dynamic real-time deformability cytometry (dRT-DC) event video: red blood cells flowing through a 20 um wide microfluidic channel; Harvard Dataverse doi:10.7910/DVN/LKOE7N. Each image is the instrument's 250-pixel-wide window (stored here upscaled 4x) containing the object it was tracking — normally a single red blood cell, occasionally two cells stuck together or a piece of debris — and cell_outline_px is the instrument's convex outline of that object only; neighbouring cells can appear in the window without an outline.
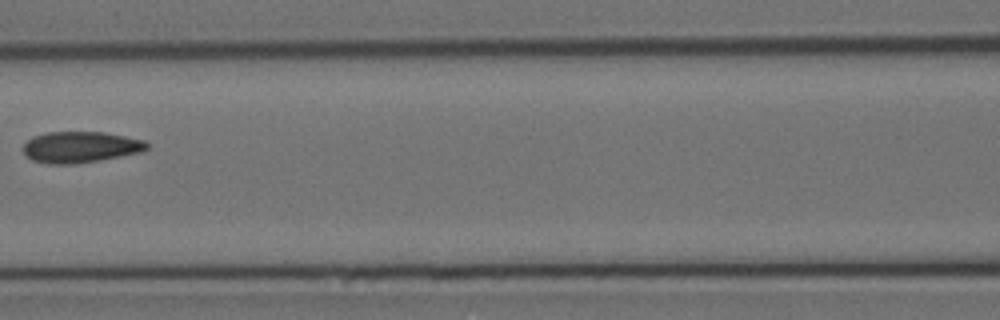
{"species": "Egyptian fruit bat (a non-hibernating species)", "species_latin": "Rousettus aegyptiacus", "temperature_condition": "cold", "stored_images_in_passage": 15, "camera_frame_rate_fps": 3000, "um_per_image_px": 0.085, "animal": {"sex": "female"}, "frame": {"image": 1, "passage_image": 7, "time_ms": 7.667, "image_size_px": [1000, 320], "cell_outline_px": [[148, 148], [140, 152], [100, 160], [76, 164], [48, 164], [32, 160], [24, 156], [20, 148], [32, 136], [48, 132], [104, 132], [144, 140], [148, 144]], "centroid_in_image_um": [6.76, 12.51], "position_along_channel_um": 159.8, "area_um2": 22.66}}
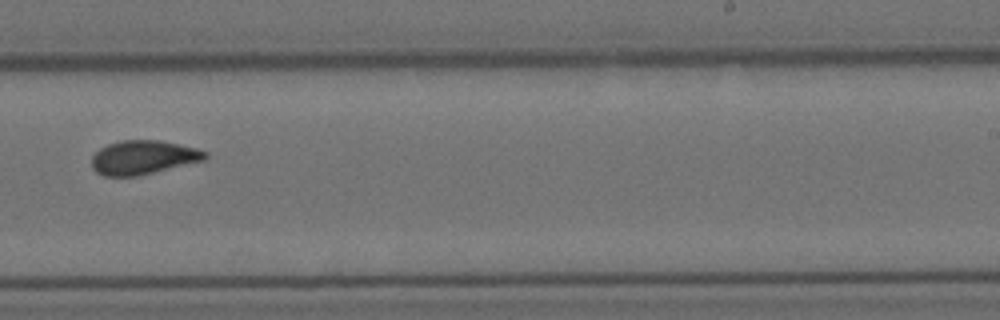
{"frame": {"image": 2, "passage_image": 10, "time_ms": 11.0, "image_size_px": [1000, 320], "cell_outline_px": [[208, 156], [204, 160], [140, 176], [104, 176], [96, 172], [92, 168], [92, 156], [100, 148], [108, 144], [120, 140], [160, 140], [196, 148], [208, 152]], "centroid_in_image_um": [12.17, 13.38], "position_along_channel_um": 276.8, "area_um2": 22.54}}
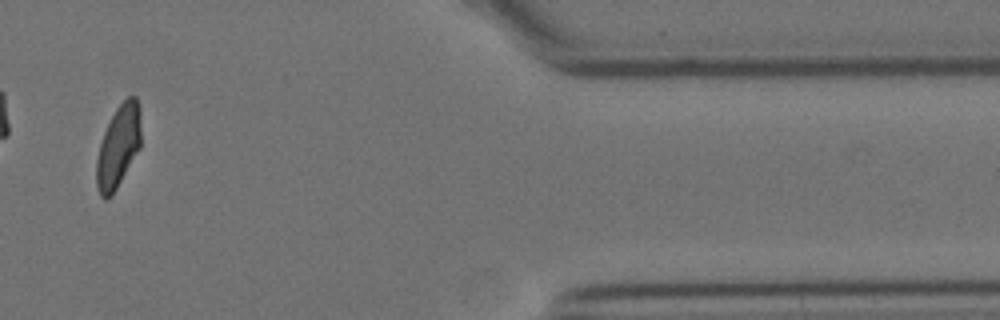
{"frame": {"image": 3, "passage_image": 13, "time_ms": 15.667, "image_size_px": [1000, 320], "cell_outline_px": [[140, 148], [112, 196], [104, 200], [100, 196], [96, 188], [96, 160], [100, 144], [104, 132], [116, 108], [128, 96], [136, 96], [140, 108]], "centroid_in_image_um": [10.05, 12.48], "position_along_channel_um": 401.4, "area_um2": 21.39}, "authors_computed_cell_mechanics": {"area_um2": 21.7906, "velocity_mm_per_s": 3.5151, "shape_relaxation_time_tau1_ms": 2.2252, "shape_relaxation_time_tau2_ms": 3.0425, "deformation_change_tau1": 0.1716, "deformation_change_tau2": 0.0557}}